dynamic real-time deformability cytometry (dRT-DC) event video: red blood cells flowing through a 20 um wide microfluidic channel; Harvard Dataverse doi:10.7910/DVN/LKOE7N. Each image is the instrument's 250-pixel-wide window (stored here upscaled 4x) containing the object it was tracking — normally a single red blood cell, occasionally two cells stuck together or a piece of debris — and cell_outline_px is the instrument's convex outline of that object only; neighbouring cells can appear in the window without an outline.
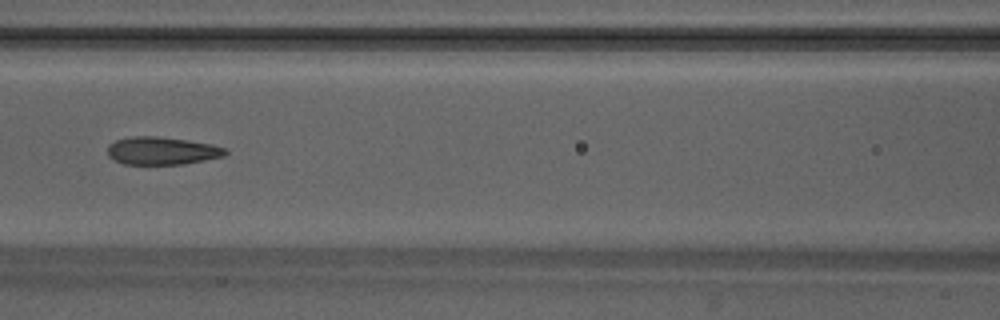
{"species": "Egyptian fruit bat (a non-hibernating species)", "species_latin": "Rousettus aegyptiacus", "temperature_condition": "warm", "stored_images_in_passage": 33, "camera_frame_rate_fps": 3000, "um_per_image_px": 0.085, "animal": {"sex": "male"}, "frame": {"image": 1, "passage_image": 22, "time_ms": 7.0, "image_size_px": [1000, 320], "cell_outline_px": [[228, 152], [224, 156], [184, 164], [124, 164], [108, 156], [108, 144], [116, 140], [132, 136], [156, 136], [212, 144], [224, 148]], "centroid_in_image_um": [13.75, 12.82], "position_along_channel_um": 152.9, "area_um2": 18.9}}
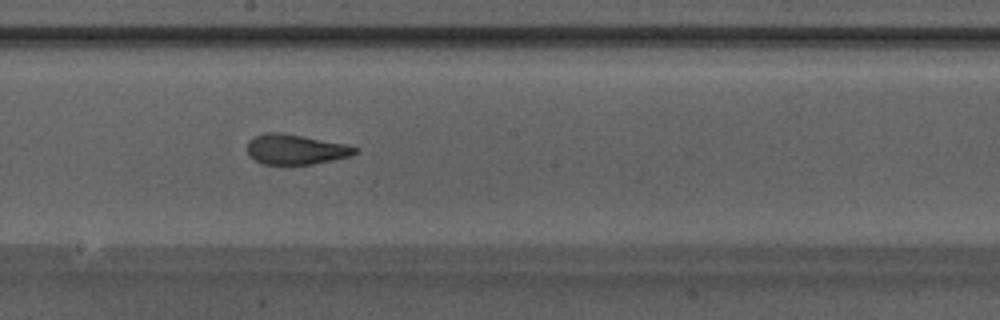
{"frame": {"image": 2, "passage_image": 27, "time_ms": 8.667, "image_size_px": [1000, 320], "cell_outline_px": [[360, 152], [352, 156], [312, 164], [264, 164], [256, 160], [248, 152], [248, 140], [256, 136], [268, 132], [280, 132], [344, 144], [356, 148]], "centroid_in_image_um": [25.15, 12.7], "position_along_channel_um": 223.1, "area_um2": 18.55}}
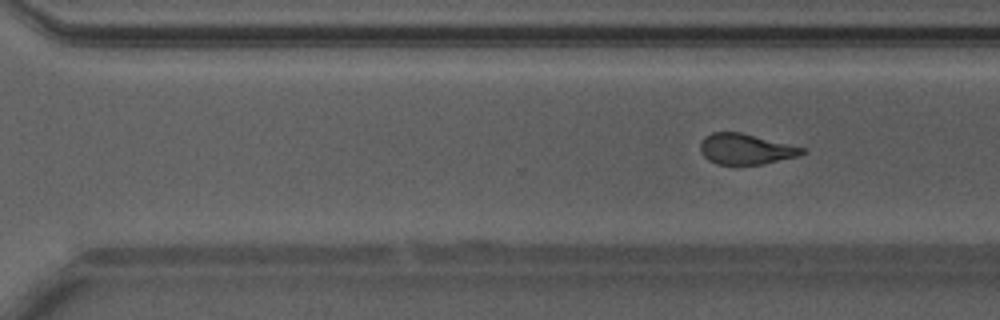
{"frame": {"image": 3, "passage_image": 33, "time_ms": 10.667, "image_size_px": [1000, 320], "cell_outline_px": [[804, 152], [800, 156], [764, 164], [716, 164], [708, 160], [704, 156], [700, 148], [700, 140], [704, 136], [712, 132], [740, 132], [804, 148]], "centroid_in_image_um": [63.35, 12.67], "position_along_channel_um": 307.2, "area_um2": 18.09}}